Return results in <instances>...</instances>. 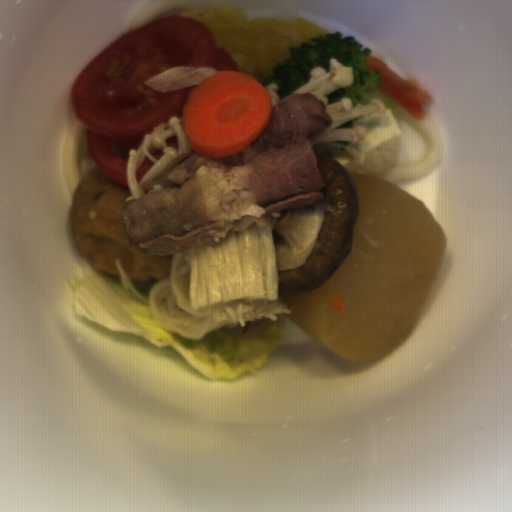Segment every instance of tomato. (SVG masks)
<instances>
[{"instance_id": "obj_1", "label": "tomato", "mask_w": 512, "mask_h": 512, "mask_svg": "<svg viewBox=\"0 0 512 512\" xmlns=\"http://www.w3.org/2000/svg\"><path fill=\"white\" fill-rule=\"evenodd\" d=\"M176 67L238 70L232 56L199 20L179 15L132 29L103 49L71 85L73 114L86 127L90 158L105 177L129 190V149L153 127L182 118L194 85L158 92L149 79Z\"/></svg>"}, {"instance_id": "obj_2", "label": "tomato", "mask_w": 512, "mask_h": 512, "mask_svg": "<svg viewBox=\"0 0 512 512\" xmlns=\"http://www.w3.org/2000/svg\"><path fill=\"white\" fill-rule=\"evenodd\" d=\"M153 166V162L144 157L140 167L136 172L137 181L140 183L142 176Z\"/></svg>"}, {"instance_id": "obj_3", "label": "tomato", "mask_w": 512, "mask_h": 512, "mask_svg": "<svg viewBox=\"0 0 512 512\" xmlns=\"http://www.w3.org/2000/svg\"><path fill=\"white\" fill-rule=\"evenodd\" d=\"M167 143H168L169 146H176L177 147V143H176L175 137H172L170 140H167Z\"/></svg>"}, {"instance_id": "obj_4", "label": "tomato", "mask_w": 512, "mask_h": 512, "mask_svg": "<svg viewBox=\"0 0 512 512\" xmlns=\"http://www.w3.org/2000/svg\"><path fill=\"white\" fill-rule=\"evenodd\" d=\"M162 151L160 150L158 153L156 154H152L154 157H156L158 160L160 159L161 155H162Z\"/></svg>"}]
</instances>
